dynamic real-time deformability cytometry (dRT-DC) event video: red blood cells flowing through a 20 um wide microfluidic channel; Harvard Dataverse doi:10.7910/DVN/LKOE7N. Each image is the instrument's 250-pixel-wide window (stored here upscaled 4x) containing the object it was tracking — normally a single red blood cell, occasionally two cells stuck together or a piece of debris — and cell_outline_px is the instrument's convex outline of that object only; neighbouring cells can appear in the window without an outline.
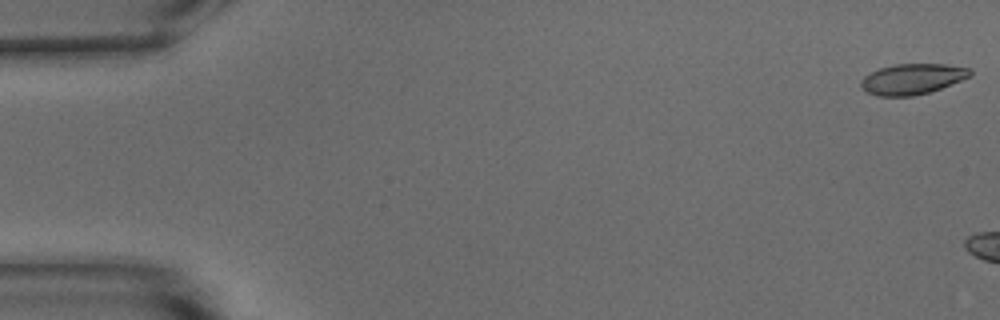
{"species": "common noctule bat (a hibernating species)", "species_latin": "Nyctalus noctula", "temperature_condition": "warm", "stored_images_in_passage": 5, "camera_frame_rate_fps": 3000, "um_per_image_px": 0.085, "animal": {"sex": "male", "body_mass_g": 15.6}, "frame": {"image": 1, "passage_image": 1, "time_ms": 0.0, "image_size_px": [1000, 320], "cell_outline_px": [[972, 72], [968, 76], [960, 80], [940, 88], [928, 92], [912, 96], [876, 96], [868, 92], [860, 84], [860, 80], [864, 76], [880, 68], [896, 64], [944, 64], [972, 68]], "centroid_in_image_um": [77.53, 6.71], "position_along_channel_um": 7.5, "area_um2": 19.19}}